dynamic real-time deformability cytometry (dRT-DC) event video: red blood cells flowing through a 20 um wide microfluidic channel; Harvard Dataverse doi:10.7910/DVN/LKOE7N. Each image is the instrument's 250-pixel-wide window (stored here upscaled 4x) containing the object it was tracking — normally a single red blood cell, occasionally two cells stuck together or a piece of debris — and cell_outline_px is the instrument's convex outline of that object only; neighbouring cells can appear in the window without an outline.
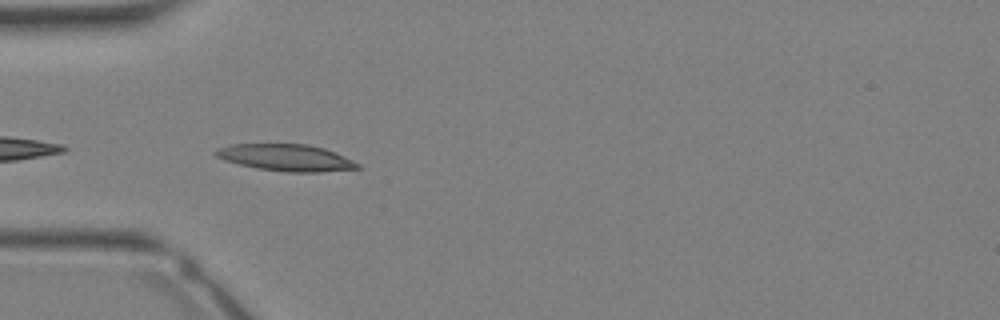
{"species": "Egyptian fruit bat (a non-hibernating species)", "species_latin": "Rousettus aegyptiacus", "temperature_condition": "warm", "stored_images_in_passage": 26, "camera_frame_rate_fps": 3000, "um_per_image_px": 0.085, "animal": {"sex": "female"}, "frame": {"image": 1, "passage_image": 3, "time_ms": 0.667, "image_size_px": [1000, 320], "cell_outline_px": [[360, 168], [320, 172], [288, 172], [256, 168], [224, 160], [216, 156], [212, 152], [216, 148], [228, 144], [308, 144], [324, 148], [336, 152], [360, 164]], "centroid_in_image_um": [24.28, 13.39], "position_along_channel_um": 60.7, "area_um2": 22.2}}
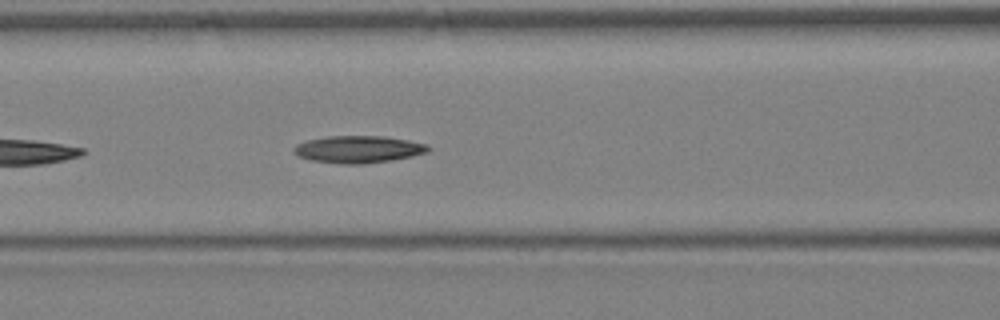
{"frame": {"image": 2, "passage_image": 7, "time_ms": 2.0, "image_size_px": [1000, 320], "cell_outline_px": [[432, 148], [428, 152], [412, 156], [392, 160], [364, 164], [340, 164], [312, 160], [300, 156], [292, 152], [292, 148], [296, 144], [308, 140], [328, 136], [384, 136], [408, 140], [428, 144]], "centroid_in_image_um": [30.48, 12.69], "position_along_channel_um": 136.1, "area_um2": 21.39}}
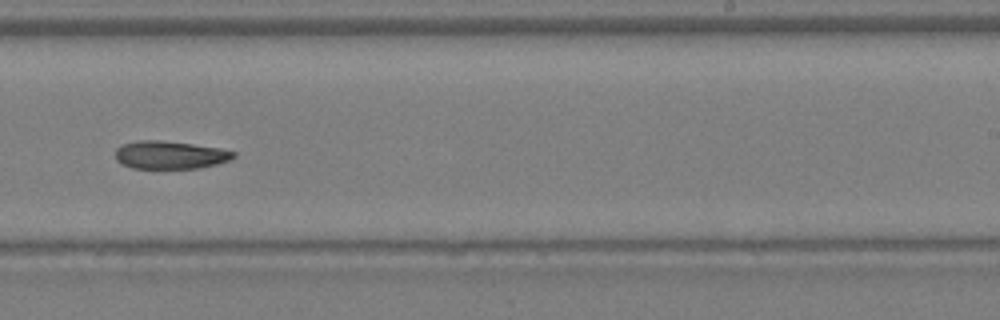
{"frame": {"image": 3, "passage_image": 14, "time_ms": 4.333, "image_size_px": [1000, 320], "cell_outline_px": [[236, 156], [228, 160], [216, 164], [200, 168], [132, 168], [120, 164], [116, 160], [116, 148], [120, 144], [136, 140], [160, 140], [192, 144], [220, 148], [236, 152]], "centroid_in_image_um": [14.41, 13.16], "position_along_channel_um": 274.6, "area_um2": 19.36}}